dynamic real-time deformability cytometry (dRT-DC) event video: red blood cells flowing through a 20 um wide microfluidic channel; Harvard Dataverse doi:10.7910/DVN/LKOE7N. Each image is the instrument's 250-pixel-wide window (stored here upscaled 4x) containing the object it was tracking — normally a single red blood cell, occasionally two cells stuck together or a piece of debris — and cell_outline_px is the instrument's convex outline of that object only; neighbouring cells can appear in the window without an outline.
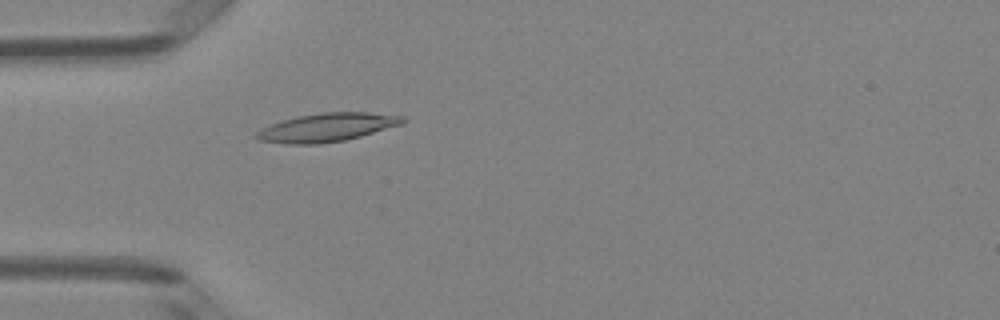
{"species": "Egyptian fruit bat (a non-hibernating species)", "species_latin": "Rousettus aegyptiacus", "temperature_condition": "room temperature", "stored_images_in_passage": 4, "camera_frame_rate_fps": 3000, "um_per_image_px": 0.085, "animal": {"sex": "female"}, "frame": {"image": 1, "passage_image": 4, "time_ms": 1.0, "image_size_px": [1000, 320], "cell_outline_px": [[408, 120], [404, 124], [360, 136], [344, 140], [320, 144], [288, 144], [260, 140], [252, 136], [260, 128], [296, 116], [324, 112], [368, 112], [404, 116]], "centroid_in_image_um": [27.82, 10.82], "position_along_channel_um": 57.2, "area_um2": 24.33}}